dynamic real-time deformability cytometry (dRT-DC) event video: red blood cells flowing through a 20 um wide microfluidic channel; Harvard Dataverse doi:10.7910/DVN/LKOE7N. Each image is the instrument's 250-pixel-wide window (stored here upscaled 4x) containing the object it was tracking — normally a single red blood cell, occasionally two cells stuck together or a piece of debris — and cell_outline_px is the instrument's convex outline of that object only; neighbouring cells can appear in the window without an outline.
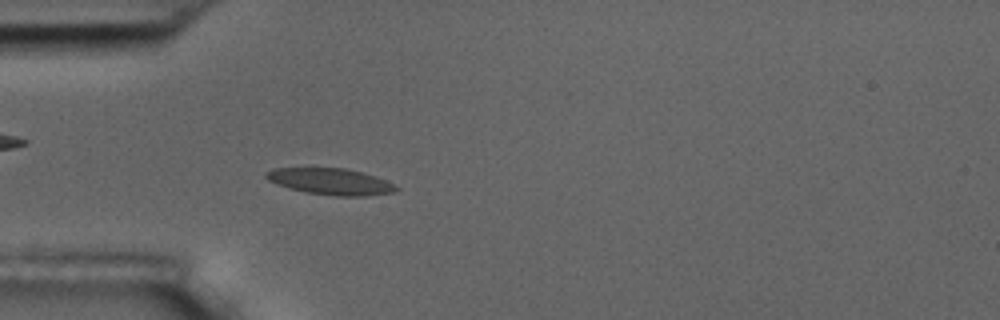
{"species": "common noctule bat (a hibernating species)", "species_latin": "Nyctalus noctula", "temperature_condition": "room temperature", "stored_images_in_passage": 43, "camera_frame_rate_fps": 3000, "um_per_image_px": 0.085, "animal": {"sex": "male", "body_mass_g": 17.5, "forearm_length_mm": 52.3}, "frame": {"image": 1, "passage_image": 10, "time_ms": 3.0, "image_size_px": [1000, 320], "cell_outline_px": [[400, 188], [396, 192], [364, 196], [336, 196], [308, 192], [288, 188], [276, 184], [268, 180], [264, 176], [264, 172], [272, 168], [344, 168], [376, 176]], "centroid_in_image_um": [28.06, 15.43], "position_along_channel_um": 56.9, "area_um2": 19.94}}
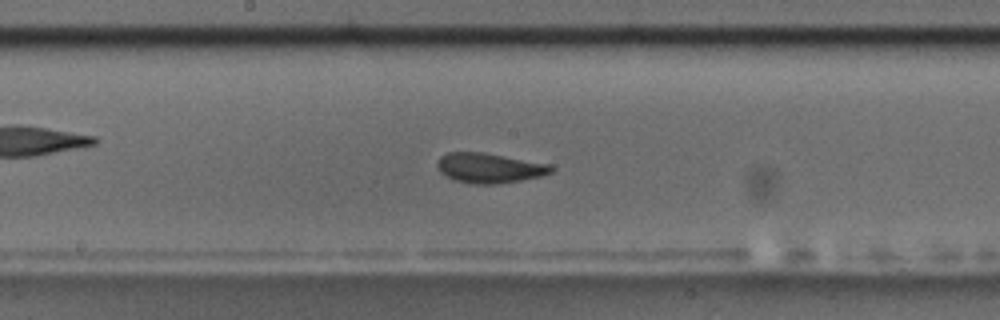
{"frame": {"image": 2, "passage_image": 23, "time_ms": 7.333, "image_size_px": [1000, 320], "cell_outline_px": [[556, 168], [552, 172], [544, 176], [500, 184], [472, 184], [452, 180], [440, 172], [436, 164], [440, 156], [448, 152], [484, 152], [552, 164]], "centroid_in_image_um": [41.64, 14.28], "position_along_channel_um": 206.6, "area_um2": 20.35}}
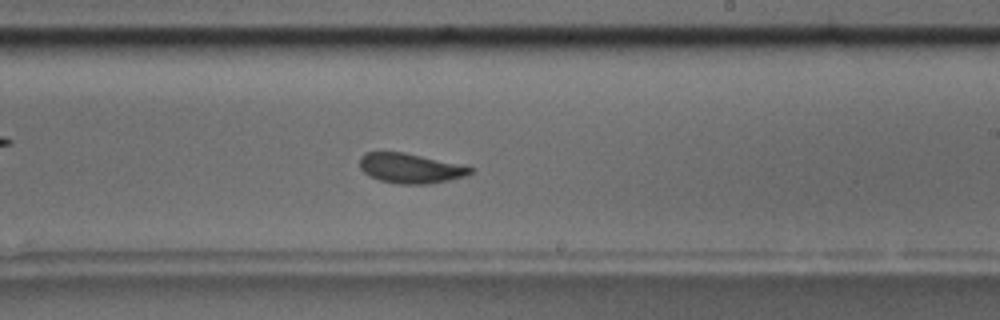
{"frame": {"image": 3, "passage_image": 27, "time_ms": 8.667, "image_size_px": [1000, 320], "cell_outline_px": [[472, 172], [468, 176], [428, 184], [396, 184], [380, 180], [368, 176], [360, 168], [360, 156], [364, 152], [404, 152], [468, 164], [472, 168]], "centroid_in_image_um": [34.94, 14.29], "position_along_channel_um": 254.1, "area_um2": 19.77}, "authors_computed_cell_mechanics": {"area_um2": 19.5942, "velocity_mm_per_s": 3.5706, "shape_relaxation_time_tau1_ms": 2.3626, "shape_relaxation_time_tau2_ms": 0.7648, "deformation_change_tau1": 0.0972, "deformation_change_tau2": 0.076}}